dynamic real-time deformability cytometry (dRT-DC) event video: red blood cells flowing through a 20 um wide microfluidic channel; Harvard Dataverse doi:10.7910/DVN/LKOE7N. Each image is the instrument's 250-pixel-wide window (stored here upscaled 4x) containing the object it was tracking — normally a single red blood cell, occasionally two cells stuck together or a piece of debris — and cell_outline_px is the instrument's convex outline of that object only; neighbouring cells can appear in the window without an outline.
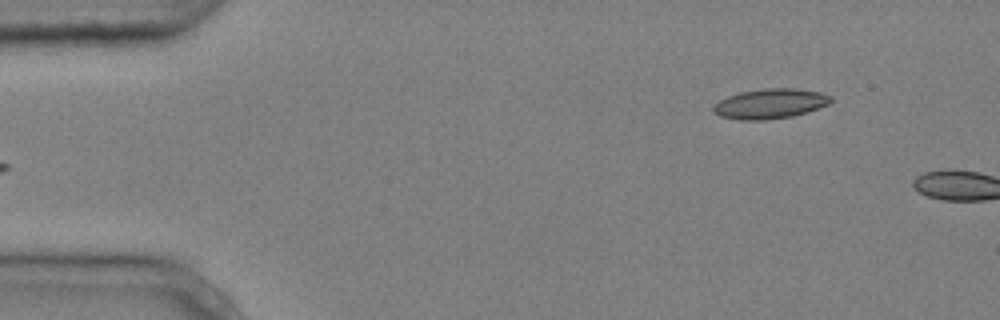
{"species": "common noctule bat (a hibernating species)", "species_latin": "Nyctalus noctula", "temperature_condition": "cold", "stored_images_in_passage": 3, "camera_frame_rate_fps": 3000, "um_per_image_px": 0.085, "animal": {"sex": "male", "body_mass_g": 20.4}, "frame": {"image": 1, "passage_image": 3, "time_ms": 0.667, "image_size_px": [1000, 320], "cell_outline_px": [[832, 100], [828, 104], [792, 116], [764, 120], [740, 120], [720, 116], [712, 108], [712, 104], [728, 96], [740, 92], [764, 88], [792, 88], [820, 92], [832, 96]], "centroid_in_image_um": [65.43, 8.81], "position_along_channel_um": 19.6, "area_um2": 20.29}}